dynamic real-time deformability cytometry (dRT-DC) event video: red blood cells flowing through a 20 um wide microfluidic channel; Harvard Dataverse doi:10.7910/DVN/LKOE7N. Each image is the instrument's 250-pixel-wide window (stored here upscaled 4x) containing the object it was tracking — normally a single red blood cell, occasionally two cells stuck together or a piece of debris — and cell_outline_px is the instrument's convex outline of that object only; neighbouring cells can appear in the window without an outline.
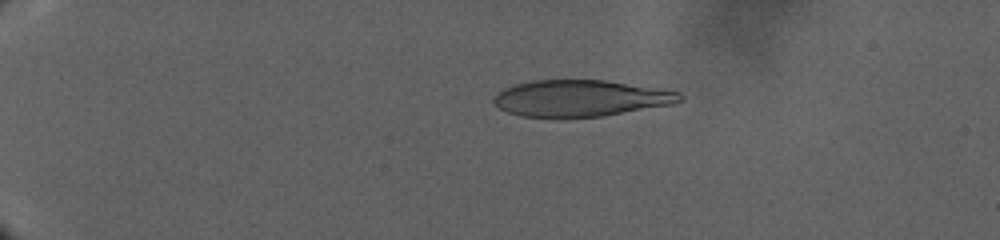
{"species": "human", "species_latin": "Homo sapiens", "temperature_condition": "warm", "stored_images_in_passage": 81, "camera_frame_rate_fps": 3000, "um_per_image_px": 0.085, "donor": {"sex": "male"}, "frame": {"image": 1, "passage_image": 18, "time_ms": 9.333, "image_size_px": [1000, 240], "cell_outline_px": [[684, 100], [672, 104], [604, 116], [560, 120], [552, 120], [520, 116], [508, 112], [500, 108], [492, 100], [496, 92], [504, 88], [516, 84], [532, 80], [604, 80], [656, 88], [680, 92], [684, 96]], "centroid_in_image_um": [49.3, 8.39], "position_along_channel_um": 35.7, "area_um2": 40.46}}
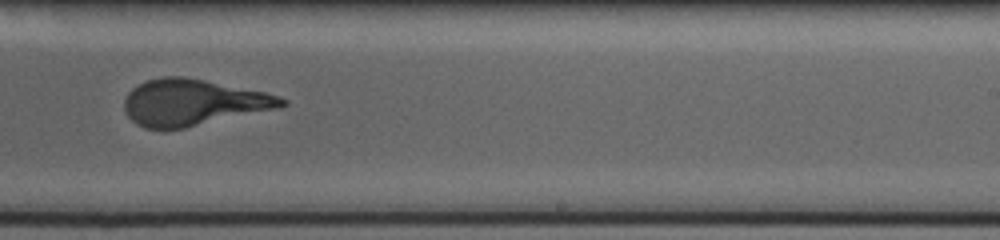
{"frame": {"image": 2, "passage_image": 52, "time_ms": 27.667, "image_size_px": [1000, 240], "cell_outline_px": [[288, 104], [280, 108], [184, 128], [144, 128], [136, 124], [124, 112], [124, 100], [128, 92], [132, 88], [148, 80], [164, 76], [184, 76], [264, 92], [280, 96], [288, 100]], "centroid_in_image_um": [16.41, 8.71], "position_along_channel_um": 272.6, "area_um2": 42.31}}
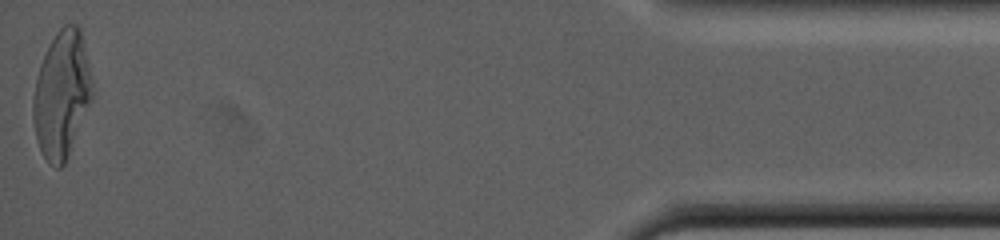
{"frame": {"image": 3, "passage_image": 81, "time_ms": 40.0, "image_size_px": [1000, 240], "cell_outline_px": [[92, 100], [64, 164], [60, 168], [56, 168], [48, 164], [36, 140], [32, 116], [32, 100], [36, 76], [40, 64], [56, 32], [64, 24], [76, 24], [80, 28], [88, 64], [92, 84]], "centroid_in_image_um": [5.22, 8.05], "position_along_channel_um": 430.0, "area_um2": 43.47}}